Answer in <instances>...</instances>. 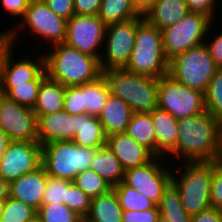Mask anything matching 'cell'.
Masks as SVG:
<instances>
[{
  "mask_svg": "<svg viewBox=\"0 0 222 222\" xmlns=\"http://www.w3.org/2000/svg\"><path fill=\"white\" fill-rule=\"evenodd\" d=\"M133 113L126 102L110 94L98 116L105 135L125 132Z\"/></svg>",
  "mask_w": 222,
  "mask_h": 222,
  "instance_id": "obj_21",
  "label": "cell"
},
{
  "mask_svg": "<svg viewBox=\"0 0 222 222\" xmlns=\"http://www.w3.org/2000/svg\"><path fill=\"white\" fill-rule=\"evenodd\" d=\"M90 169L100 175L112 188L124 180L125 170L106 145L96 150Z\"/></svg>",
  "mask_w": 222,
  "mask_h": 222,
  "instance_id": "obj_26",
  "label": "cell"
},
{
  "mask_svg": "<svg viewBox=\"0 0 222 222\" xmlns=\"http://www.w3.org/2000/svg\"><path fill=\"white\" fill-rule=\"evenodd\" d=\"M17 26L10 28L14 45L18 46L19 33L27 29L38 35L43 44L46 42L50 47L57 43H64L66 38L67 20L54 14L43 0H31L25 15L16 22ZM19 30V31H18ZM22 30V31H21Z\"/></svg>",
  "mask_w": 222,
  "mask_h": 222,
  "instance_id": "obj_8",
  "label": "cell"
},
{
  "mask_svg": "<svg viewBox=\"0 0 222 222\" xmlns=\"http://www.w3.org/2000/svg\"><path fill=\"white\" fill-rule=\"evenodd\" d=\"M112 96L126 102L134 113L158 107L159 78L132 73L124 68L102 71Z\"/></svg>",
  "mask_w": 222,
  "mask_h": 222,
  "instance_id": "obj_3",
  "label": "cell"
},
{
  "mask_svg": "<svg viewBox=\"0 0 222 222\" xmlns=\"http://www.w3.org/2000/svg\"><path fill=\"white\" fill-rule=\"evenodd\" d=\"M96 150L72 140L51 142L42 145V166L48 176L73 182L79 172L90 169Z\"/></svg>",
  "mask_w": 222,
  "mask_h": 222,
  "instance_id": "obj_6",
  "label": "cell"
},
{
  "mask_svg": "<svg viewBox=\"0 0 222 222\" xmlns=\"http://www.w3.org/2000/svg\"><path fill=\"white\" fill-rule=\"evenodd\" d=\"M74 135L75 120L64 109L38 118V142L41 145L72 140Z\"/></svg>",
  "mask_w": 222,
  "mask_h": 222,
  "instance_id": "obj_19",
  "label": "cell"
},
{
  "mask_svg": "<svg viewBox=\"0 0 222 222\" xmlns=\"http://www.w3.org/2000/svg\"><path fill=\"white\" fill-rule=\"evenodd\" d=\"M168 60L163 53L162 33L145 18L138 24L135 45L125 70L160 78L168 74Z\"/></svg>",
  "mask_w": 222,
  "mask_h": 222,
  "instance_id": "obj_5",
  "label": "cell"
},
{
  "mask_svg": "<svg viewBox=\"0 0 222 222\" xmlns=\"http://www.w3.org/2000/svg\"><path fill=\"white\" fill-rule=\"evenodd\" d=\"M150 113L156 134L157 157H165L177 144L178 120L158 107Z\"/></svg>",
  "mask_w": 222,
  "mask_h": 222,
  "instance_id": "obj_22",
  "label": "cell"
},
{
  "mask_svg": "<svg viewBox=\"0 0 222 222\" xmlns=\"http://www.w3.org/2000/svg\"><path fill=\"white\" fill-rule=\"evenodd\" d=\"M14 46L10 30L6 29L2 32L0 31V76L5 57Z\"/></svg>",
  "mask_w": 222,
  "mask_h": 222,
  "instance_id": "obj_48",
  "label": "cell"
},
{
  "mask_svg": "<svg viewBox=\"0 0 222 222\" xmlns=\"http://www.w3.org/2000/svg\"><path fill=\"white\" fill-rule=\"evenodd\" d=\"M44 50H47L43 54L46 75L65 87L80 86L102 75L98 58L66 43H57Z\"/></svg>",
  "mask_w": 222,
  "mask_h": 222,
  "instance_id": "obj_2",
  "label": "cell"
},
{
  "mask_svg": "<svg viewBox=\"0 0 222 222\" xmlns=\"http://www.w3.org/2000/svg\"><path fill=\"white\" fill-rule=\"evenodd\" d=\"M165 158L174 160L173 163L171 162V167L179 162L221 160L219 119L207 111L193 117L179 119L177 144Z\"/></svg>",
  "mask_w": 222,
  "mask_h": 222,
  "instance_id": "obj_1",
  "label": "cell"
},
{
  "mask_svg": "<svg viewBox=\"0 0 222 222\" xmlns=\"http://www.w3.org/2000/svg\"><path fill=\"white\" fill-rule=\"evenodd\" d=\"M2 95H3V93H2L1 88H0V98H1Z\"/></svg>",
  "mask_w": 222,
  "mask_h": 222,
  "instance_id": "obj_56",
  "label": "cell"
},
{
  "mask_svg": "<svg viewBox=\"0 0 222 222\" xmlns=\"http://www.w3.org/2000/svg\"><path fill=\"white\" fill-rule=\"evenodd\" d=\"M158 108L177 120L196 116L206 111L204 92L182 85L166 74L159 78Z\"/></svg>",
  "mask_w": 222,
  "mask_h": 222,
  "instance_id": "obj_10",
  "label": "cell"
},
{
  "mask_svg": "<svg viewBox=\"0 0 222 222\" xmlns=\"http://www.w3.org/2000/svg\"><path fill=\"white\" fill-rule=\"evenodd\" d=\"M40 222H81L84 219L65 204H42L37 210Z\"/></svg>",
  "mask_w": 222,
  "mask_h": 222,
  "instance_id": "obj_35",
  "label": "cell"
},
{
  "mask_svg": "<svg viewBox=\"0 0 222 222\" xmlns=\"http://www.w3.org/2000/svg\"><path fill=\"white\" fill-rule=\"evenodd\" d=\"M75 135L72 139L78 146L98 149L106 145L107 136L98 117L85 114L73 116Z\"/></svg>",
  "mask_w": 222,
  "mask_h": 222,
  "instance_id": "obj_23",
  "label": "cell"
},
{
  "mask_svg": "<svg viewBox=\"0 0 222 222\" xmlns=\"http://www.w3.org/2000/svg\"><path fill=\"white\" fill-rule=\"evenodd\" d=\"M65 90L64 85L46 76L40 84L37 101L32 109L37 118L63 110Z\"/></svg>",
  "mask_w": 222,
  "mask_h": 222,
  "instance_id": "obj_24",
  "label": "cell"
},
{
  "mask_svg": "<svg viewBox=\"0 0 222 222\" xmlns=\"http://www.w3.org/2000/svg\"><path fill=\"white\" fill-rule=\"evenodd\" d=\"M220 122V145L222 150V118L219 120Z\"/></svg>",
  "mask_w": 222,
  "mask_h": 222,
  "instance_id": "obj_52",
  "label": "cell"
},
{
  "mask_svg": "<svg viewBox=\"0 0 222 222\" xmlns=\"http://www.w3.org/2000/svg\"><path fill=\"white\" fill-rule=\"evenodd\" d=\"M159 217V209H149L144 211L123 210L122 222H157Z\"/></svg>",
  "mask_w": 222,
  "mask_h": 222,
  "instance_id": "obj_41",
  "label": "cell"
},
{
  "mask_svg": "<svg viewBox=\"0 0 222 222\" xmlns=\"http://www.w3.org/2000/svg\"><path fill=\"white\" fill-rule=\"evenodd\" d=\"M28 222H40V220H39V218H38V217H36V218H34L33 220L28 221Z\"/></svg>",
  "mask_w": 222,
  "mask_h": 222,
  "instance_id": "obj_54",
  "label": "cell"
},
{
  "mask_svg": "<svg viewBox=\"0 0 222 222\" xmlns=\"http://www.w3.org/2000/svg\"><path fill=\"white\" fill-rule=\"evenodd\" d=\"M210 203L211 207L222 210V159L213 162Z\"/></svg>",
  "mask_w": 222,
  "mask_h": 222,
  "instance_id": "obj_40",
  "label": "cell"
},
{
  "mask_svg": "<svg viewBox=\"0 0 222 222\" xmlns=\"http://www.w3.org/2000/svg\"><path fill=\"white\" fill-rule=\"evenodd\" d=\"M106 28L107 25L98 15L74 14L67 20L64 43L100 60Z\"/></svg>",
  "mask_w": 222,
  "mask_h": 222,
  "instance_id": "obj_14",
  "label": "cell"
},
{
  "mask_svg": "<svg viewBox=\"0 0 222 222\" xmlns=\"http://www.w3.org/2000/svg\"><path fill=\"white\" fill-rule=\"evenodd\" d=\"M71 181L50 177L47 175V183L43 193L42 204H65L67 187Z\"/></svg>",
  "mask_w": 222,
  "mask_h": 222,
  "instance_id": "obj_37",
  "label": "cell"
},
{
  "mask_svg": "<svg viewBox=\"0 0 222 222\" xmlns=\"http://www.w3.org/2000/svg\"><path fill=\"white\" fill-rule=\"evenodd\" d=\"M102 0H74L75 15H97Z\"/></svg>",
  "mask_w": 222,
  "mask_h": 222,
  "instance_id": "obj_46",
  "label": "cell"
},
{
  "mask_svg": "<svg viewBox=\"0 0 222 222\" xmlns=\"http://www.w3.org/2000/svg\"><path fill=\"white\" fill-rule=\"evenodd\" d=\"M122 210L144 211L149 209H159L158 206L145 197L142 193L126 185L123 181L113 187Z\"/></svg>",
  "mask_w": 222,
  "mask_h": 222,
  "instance_id": "obj_31",
  "label": "cell"
},
{
  "mask_svg": "<svg viewBox=\"0 0 222 222\" xmlns=\"http://www.w3.org/2000/svg\"><path fill=\"white\" fill-rule=\"evenodd\" d=\"M188 13L185 0H155L143 16L157 29L163 30L178 23Z\"/></svg>",
  "mask_w": 222,
  "mask_h": 222,
  "instance_id": "obj_20",
  "label": "cell"
},
{
  "mask_svg": "<svg viewBox=\"0 0 222 222\" xmlns=\"http://www.w3.org/2000/svg\"><path fill=\"white\" fill-rule=\"evenodd\" d=\"M14 49L16 46L11 48L6 55L1 71L0 88L3 95L14 88V84H27V82L33 81L44 70V50H41L42 52L37 58L33 59V57H27L25 54V57L22 56L21 59L20 56L18 61L13 57Z\"/></svg>",
  "mask_w": 222,
  "mask_h": 222,
  "instance_id": "obj_16",
  "label": "cell"
},
{
  "mask_svg": "<svg viewBox=\"0 0 222 222\" xmlns=\"http://www.w3.org/2000/svg\"><path fill=\"white\" fill-rule=\"evenodd\" d=\"M191 222H222V210L209 207L191 216Z\"/></svg>",
  "mask_w": 222,
  "mask_h": 222,
  "instance_id": "obj_47",
  "label": "cell"
},
{
  "mask_svg": "<svg viewBox=\"0 0 222 222\" xmlns=\"http://www.w3.org/2000/svg\"><path fill=\"white\" fill-rule=\"evenodd\" d=\"M157 222H168V221L160 216L159 219L157 220Z\"/></svg>",
  "mask_w": 222,
  "mask_h": 222,
  "instance_id": "obj_53",
  "label": "cell"
},
{
  "mask_svg": "<svg viewBox=\"0 0 222 222\" xmlns=\"http://www.w3.org/2000/svg\"><path fill=\"white\" fill-rule=\"evenodd\" d=\"M134 9L140 14L144 15L152 6L155 0H130Z\"/></svg>",
  "mask_w": 222,
  "mask_h": 222,
  "instance_id": "obj_49",
  "label": "cell"
},
{
  "mask_svg": "<svg viewBox=\"0 0 222 222\" xmlns=\"http://www.w3.org/2000/svg\"><path fill=\"white\" fill-rule=\"evenodd\" d=\"M214 21L209 17L190 12L178 23L161 30L163 53L169 61L178 54L204 43Z\"/></svg>",
  "mask_w": 222,
  "mask_h": 222,
  "instance_id": "obj_9",
  "label": "cell"
},
{
  "mask_svg": "<svg viewBox=\"0 0 222 222\" xmlns=\"http://www.w3.org/2000/svg\"><path fill=\"white\" fill-rule=\"evenodd\" d=\"M64 110L72 116L84 114L83 85L66 87Z\"/></svg>",
  "mask_w": 222,
  "mask_h": 222,
  "instance_id": "obj_39",
  "label": "cell"
},
{
  "mask_svg": "<svg viewBox=\"0 0 222 222\" xmlns=\"http://www.w3.org/2000/svg\"><path fill=\"white\" fill-rule=\"evenodd\" d=\"M0 128L11 141L38 142V118L31 108L0 98Z\"/></svg>",
  "mask_w": 222,
  "mask_h": 222,
  "instance_id": "obj_15",
  "label": "cell"
},
{
  "mask_svg": "<svg viewBox=\"0 0 222 222\" xmlns=\"http://www.w3.org/2000/svg\"><path fill=\"white\" fill-rule=\"evenodd\" d=\"M36 217L35 208L12 198L4 191V207L0 218L2 222H28Z\"/></svg>",
  "mask_w": 222,
  "mask_h": 222,
  "instance_id": "obj_32",
  "label": "cell"
},
{
  "mask_svg": "<svg viewBox=\"0 0 222 222\" xmlns=\"http://www.w3.org/2000/svg\"><path fill=\"white\" fill-rule=\"evenodd\" d=\"M97 15L107 26L140 16L130 0H102Z\"/></svg>",
  "mask_w": 222,
  "mask_h": 222,
  "instance_id": "obj_30",
  "label": "cell"
},
{
  "mask_svg": "<svg viewBox=\"0 0 222 222\" xmlns=\"http://www.w3.org/2000/svg\"><path fill=\"white\" fill-rule=\"evenodd\" d=\"M73 183L91 199L107 193L112 189L100 175L91 169L79 172L75 176Z\"/></svg>",
  "mask_w": 222,
  "mask_h": 222,
  "instance_id": "obj_34",
  "label": "cell"
},
{
  "mask_svg": "<svg viewBox=\"0 0 222 222\" xmlns=\"http://www.w3.org/2000/svg\"><path fill=\"white\" fill-rule=\"evenodd\" d=\"M106 146L116 156L124 170L144 165L155 157L149 149L135 142L125 132L107 136Z\"/></svg>",
  "mask_w": 222,
  "mask_h": 222,
  "instance_id": "obj_18",
  "label": "cell"
},
{
  "mask_svg": "<svg viewBox=\"0 0 222 222\" xmlns=\"http://www.w3.org/2000/svg\"><path fill=\"white\" fill-rule=\"evenodd\" d=\"M47 183V174L41 165L35 171L27 173L5 187L6 193L14 199L23 201L36 210L42 205L43 193Z\"/></svg>",
  "mask_w": 222,
  "mask_h": 222,
  "instance_id": "obj_17",
  "label": "cell"
},
{
  "mask_svg": "<svg viewBox=\"0 0 222 222\" xmlns=\"http://www.w3.org/2000/svg\"><path fill=\"white\" fill-rule=\"evenodd\" d=\"M5 191V188L0 185V195Z\"/></svg>",
  "mask_w": 222,
  "mask_h": 222,
  "instance_id": "obj_55",
  "label": "cell"
},
{
  "mask_svg": "<svg viewBox=\"0 0 222 222\" xmlns=\"http://www.w3.org/2000/svg\"><path fill=\"white\" fill-rule=\"evenodd\" d=\"M179 165L174 164V169L178 167L175 170L172 168V183L179 190L184 210L193 216L211 207L213 162H182Z\"/></svg>",
  "mask_w": 222,
  "mask_h": 222,
  "instance_id": "obj_4",
  "label": "cell"
},
{
  "mask_svg": "<svg viewBox=\"0 0 222 222\" xmlns=\"http://www.w3.org/2000/svg\"><path fill=\"white\" fill-rule=\"evenodd\" d=\"M165 160V157L155 156L144 165L125 170L123 182L158 206L164 190L172 182L171 167L162 163Z\"/></svg>",
  "mask_w": 222,
  "mask_h": 222,
  "instance_id": "obj_12",
  "label": "cell"
},
{
  "mask_svg": "<svg viewBox=\"0 0 222 222\" xmlns=\"http://www.w3.org/2000/svg\"><path fill=\"white\" fill-rule=\"evenodd\" d=\"M207 37L210 36H206L204 43L210 52V56L218 68H222V31H219L216 35L213 34V37H210L211 39Z\"/></svg>",
  "mask_w": 222,
  "mask_h": 222,
  "instance_id": "obj_44",
  "label": "cell"
},
{
  "mask_svg": "<svg viewBox=\"0 0 222 222\" xmlns=\"http://www.w3.org/2000/svg\"><path fill=\"white\" fill-rule=\"evenodd\" d=\"M143 19L144 16L140 15L128 21L107 26L102 48L104 52L101 53L99 60L102 71L122 69L127 66L135 45L138 24Z\"/></svg>",
  "mask_w": 222,
  "mask_h": 222,
  "instance_id": "obj_11",
  "label": "cell"
},
{
  "mask_svg": "<svg viewBox=\"0 0 222 222\" xmlns=\"http://www.w3.org/2000/svg\"><path fill=\"white\" fill-rule=\"evenodd\" d=\"M56 15L68 20L74 15V0H43Z\"/></svg>",
  "mask_w": 222,
  "mask_h": 222,
  "instance_id": "obj_43",
  "label": "cell"
},
{
  "mask_svg": "<svg viewBox=\"0 0 222 222\" xmlns=\"http://www.w3.org/2000/svg\"><path fill=\"white\" fill-rule=\"evenodd\" d=\"M158 208L160 216L168 222H191V216L182 206L179 190L172 182L164 190Z\"/></svg>",
  "mask_w": 222,
  "mask_h": 222,
  "instance_id": "obj_29",
  "label": "cell"
},
{
  "mask_svg": "<svg viewBox=\"0 0 222 222\" xmlns=\"http://www.w3.org/2000/svg\"><path fill=\"white\" fill-rule=\"evenodd\" d=\"M10 142L11 140L8 135L0 128V157L5 152Z\"/></svg>",
  "mask_w": 222,
  "mask_h": 222,
  "instance_id": "obj_50",
  "label": "cell"
},
{
  "mask_svg": "<svg viewBox=\"0 0 222 222\" xmlns=\"http://www.w3.org/2000/svg\"><path fill=\"white\" fill-rule=\"evenodd\" d=\"M123 210L113 188L107 193L92 198L86 222H122Z\"/></svg>",
  "mask_w": 222,
  "mask_h": 222,
  "instance_id": "obj_25",
  "label": "cell"
},
{
  "mask_svg": "<svg viewBox=\"0 0 222 222\" xmlns=\"http://www.w3.org/2000/svg\"><path fill=\"white\" fill-rule=\"evenodd\" d=\"M110 95L103 75L83 84L84 114L98 117Z\"/></svg>",
  "mask_w": 222,
  "mask_h": 222,
  "instance_id": "obj_28",
  "label": "cell"
},
{
  "mask_svg": "<svg viewBox=\"0 0 222 222\" xmlns=\"http://www.w3.org/2000/svg\"><path fill=\"white\" fill-rule=\"evenodd\" d=\"M4 207V192L0 195V218Z\"/></svg>",
  "mask_w": 222,
  "mask_h": 222,
  "instance_id": "obj_51",
  "label": "cell"
},
{
  "mask_svg": "<svg viewBox=\"0 0 222 222\" xmlns=\"http://www.w3.org/2000/svg\"><path fill=\"white\" fill-rule=\"evenodd\" d=\"M205 108L212 116L222 118V68H219L204 93Z\"/></svg>",
  "mask_w": 222,
  "mask_h": 222,
  "instance_id": "obj_36",
  "label": "cell"
},
{
  "mask_svg": "<svg viewBox=\"0 0 222 222\" xmlns=\"http://www.w3.org/2000/svg\"><path fill=\"white\" fill-rule=\"evenodd\" d=\"M46 76L44 69L33 81L27 82V84H14V88L6 96L20 105L33 109L37 101L40 84Z\"/></svg>",
  "mask_w": 222,
  "mask_h": 222,
  "instance_id": "obj_33",
  "label": "cell"
},
{
  "mask_svg": "<svg viewBox=\"0 0 222 222\" xmlns=\"http://www.w3.org/2000/svg\"><path fill=\"white\" fill-rule=\"evenodd\" d=\"M2 3V8L8 12L11 16L20 18L19 21L23 18L28 8V5L31 0H0Z\"/></svg>",
  "mask_w": 222,
  "mask_h": 222,
  "instance_id": "obj_45",
  "label": "cell"
},
{
  "mask_svg": "<svg viewBox=\"0 0 222 222\" xmlns=\"http://www.w3.org/2000/svg\"><path fill=\"white\" fill-rule=\"evenodd\" d=\"M125 133L157 156L156 134L150 112L133 113Z\"/></svg>",
  "mask_w": 222,
  "mask_h": 222,
  "instance_id": "obj_27",
  "label": "cell"
},
{
  "mask_svg": "<svg viewBox=\"0 0 222 222\" xmlns=\"http://www.w3.org/2000/svg\"><path fill=\"white\" fill-rule=\"evenodd\" d=\"M91 198L73 182L67 187L66 206L83 219L90 209Z\"/></svg>",
  "mask_w": 222,
  "mask_h": 222,
  "instance_id": "obj_38",
  "label": "cell"
},
{
  "mask_svg": "<svg viewBox=\"0 0 222 222\" xmlns=\"http://www.w3.org/2000/svg\"><path fill=\"white\" fill-rule=\"evenodd\" d=\"M189 12L200 13L215 20V11L219 0H185ZM217 1V2H216Z\"/></svg>",
  "mask_w": 222,
  "mask_h": 222,
  "instance_id": "obj_42",
  "label": "cell"
},
{
  "mask_svg": "<svg viewBox=\"0 0 222 222\" xmlns=\"http://www.w3.org/2000/svg\"><path fill=\"white\" fill-rule=\"evenodd\" d=\"M218 69L205 43L176 55L168 62V75L180 84L204 93Z\"/></svg>",
  "mask_w": 222,
  "mask_h": 222,
  "instance_id": "obj_7",
  "label": "cell"
},
{
  "mask_svg": "<svg viewBox=\"0 0 222 222\" xmlns=\"http://www.w3.org/2000/svg\"><path fill=\"white\" fill-rule=\"evenodd\" d=\"M41 165L42 145L39 142L11 141L0 157V185L5 188Z\"/></svg>",
  "mask_w": 222,
  "mask_h": 222,
  "instance_id": "obj_13",
  "label": "cell"
}]
</instances>
